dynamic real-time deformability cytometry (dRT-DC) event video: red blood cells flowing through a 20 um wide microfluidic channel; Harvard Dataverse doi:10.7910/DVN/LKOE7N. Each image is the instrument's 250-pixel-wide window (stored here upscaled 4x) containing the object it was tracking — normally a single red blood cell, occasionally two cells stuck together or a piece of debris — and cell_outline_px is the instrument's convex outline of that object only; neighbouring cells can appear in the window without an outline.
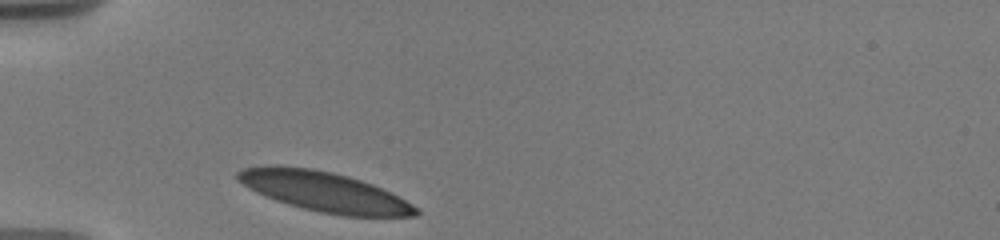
{"species": "human", "species_latin": "Homo sapiens", "temperature_condition": "warm", "stored_images_in_passage": 6, "camera_frame_rate_fps": 3000, "um_per_image_px": 0.085, "donor": {"sex": "male"}, "frame": {"image": 1, "passage_image": 1, "time_ms": 0.0, "image_size_px": [1000, 240], "cell_outline_px": [[420, 212], [416, 216], [344, 216], [320, 212], [288, 204], [276, 200], [256, 192], [248, 188], [236, 180], [236, 172], [244, 168], [268, 164], [276, 164], [312, 168], [332, 172], [348, 176], [372, 184], [412, 204]], "centroid_in_image_um": [27.48, 16.27], "position_along_channel_um": 57.5, "area_um2": 41.27}}
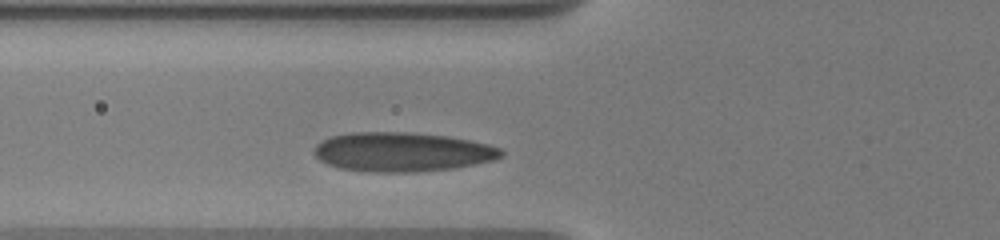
{"frame": {"image": 2, "passage_image": 3, "time_ms": 1.333, "image_size_px": [1000, 240], "cell_outline_px": [[504, 156], [496, 160], [452, 168], [412, 172], [376, 172], [336, 168], [320, 160], [312, 152], [312, 148], [316, 144], [332, 136], [352, 132], [408, 132], [448, 136], [488, 144], [500, 148], [504, 152]], "centroid_in_image_um": [34.18, 12.91], "position_along_channel_um": 91.6, "area_um2": 42.89}}
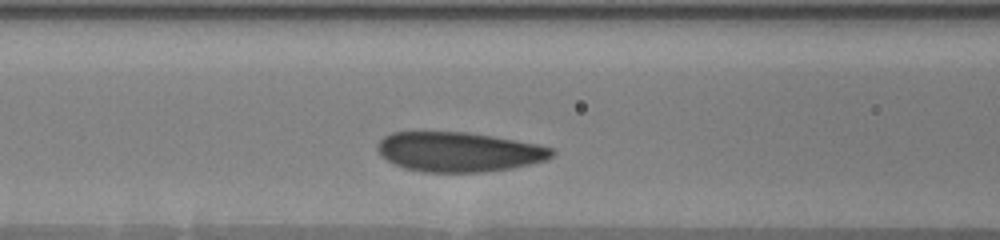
{"frame": {"image": 3, "passage_image": 6, "time_ms": 2.333, "image_size_px": [1000, 240], "cell_outline_px": [[556, 152], [548, 160], [512, 168], [480, 172], [424, 172], [404, 168], [380, 156], [376, 148], [376, 144], [384, 136], [392, 132], [468, 132], [492, 136], [536, 144], [552, 148]], "centroid_in_image_um": [38.98, 12.91], "position_along_channel_um": 127.6, "area_um2": 40.34}}